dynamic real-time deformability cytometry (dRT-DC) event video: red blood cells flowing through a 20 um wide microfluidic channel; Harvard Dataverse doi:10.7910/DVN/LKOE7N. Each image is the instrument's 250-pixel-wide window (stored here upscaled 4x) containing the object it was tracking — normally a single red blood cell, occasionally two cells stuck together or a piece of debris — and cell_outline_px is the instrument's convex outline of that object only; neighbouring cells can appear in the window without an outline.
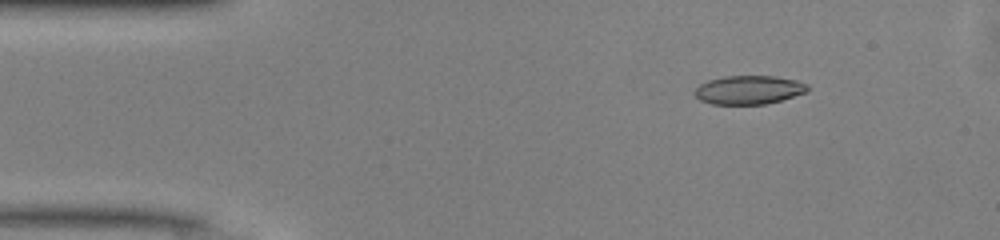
{"species": "common noctule bat (a hibernating species)", "species_latin": "Nyctalus noctula", "temperature_condition": "warm", "stored_images_in_passage": 48, "camera_frame_rate_fps": 3000, "um_per_image_px": 0.085, "animal": {"sex": "male", "body_mass_g": 13.0, "forearm_length_mm": 53.1}, "frame": {"image": 1, "passage_image": 6, "time_ms": 1.667, "image_size_px": [1000, 240], "cell_outline_px": [[808, 92], [780, 100], [764, 104], [712, 104], [700, 100], [692, 92], [700, 84], [708, 80], [724, 76], [776, 76], [796, 80], [808, 84]], "centroid_in_image_um": [63.64, 7.63], "position_along_channel_um": 21.4, "area_um2": 18.9}}
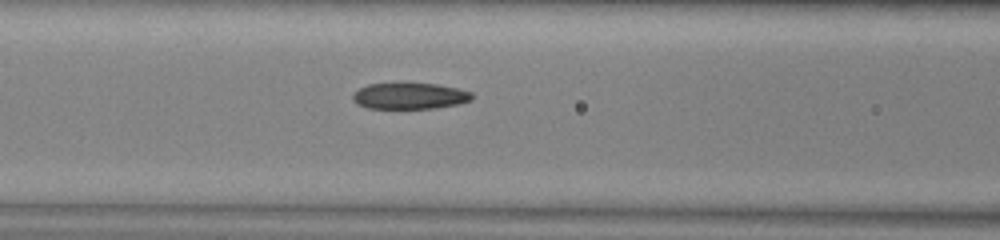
{"frame": {"image": 2, "passage_image": 19, "time_ms": 6.0, "image_size_px": [1000, 240], "cell_outline_px": [[472, 100], [456, 104], [432, 108], [368, 108], [356, 104], [352, 100], [352, 96], [360, 88], [368, 84], [436, 84], [460, 88], [472, 92]], "centroid_in_image_um": [34.83, 8.16], "position_along_channel_um": 131.8, "area_um2": 17.98}}
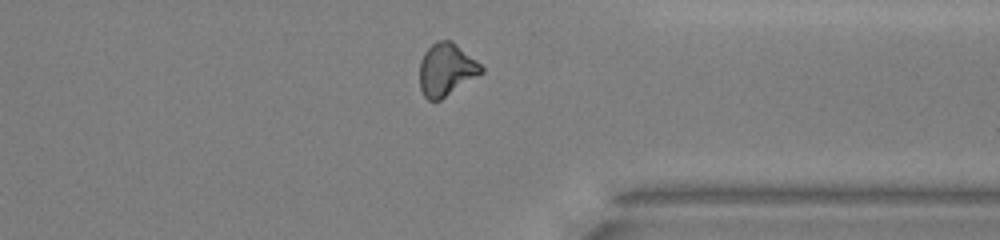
{"frame": {"image": 3, "passage_image": 37, "time_ms": 12.0, "image_size_px": [1000, 240], "cell_outline_px": [[484, 72], [440, 100], [428, 100], [424, 96], [420, 88], [420, 60], [424, 52], [436, 40], [452, 40], [476, 60], [484, 68]], "centroid_in_image_um": [37.93, 5.9], "position_along_channel_um": 373.5, "area_um2": 18.9}, "authors_computed_cell_mechanics": {"area_um2": 19.1318, "velocity_mm_per_s": 4.1455, "shape_relaxation_time_tau1_ms": null, "shape_relaxation_time_tau2_ms": 2.468, "deformation_change_tau1": null, "deformation_change_tau2": 0.0973}}